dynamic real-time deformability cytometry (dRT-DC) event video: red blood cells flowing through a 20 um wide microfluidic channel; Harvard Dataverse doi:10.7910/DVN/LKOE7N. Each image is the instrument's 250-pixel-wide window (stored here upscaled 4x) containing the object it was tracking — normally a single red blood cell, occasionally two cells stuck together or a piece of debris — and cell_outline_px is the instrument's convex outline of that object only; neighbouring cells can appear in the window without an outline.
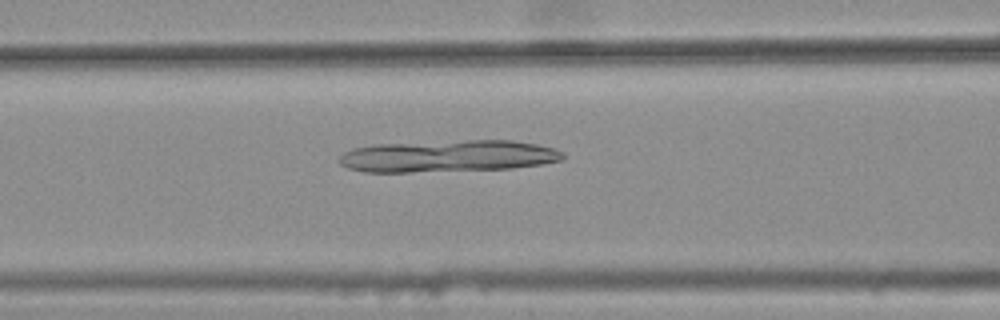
{"species": "common noctule bat (a hibernating species)", "species_latin": "Nyctalus noctula", "temperature_condition": "warm", "stored_images_in_passage": 32, "camera_frame_rate_fps": 3000, "um_per_image_px": 0.085, "animal": {"sex": "female", "body_mass_g": 25.1}, "frame": {"image": 1, "passage_image": 7, "time_ms": 2.0, "image_size_px": [1000, 320], "cell_outline_px": [[564, 160], [544, 164], [512, 168], [408, 172], [364, 172], [348, 168], [340, 164], [336, 160], [344, 152], [352, 148], [372, 144], [468, 140], [512, 140], [536, 144], [552, 148], [564, 152]], "centroid_in_image_um": [38.06, 13.26], "position_along_channel_um": 128.5, "area_um2": 41.85}}
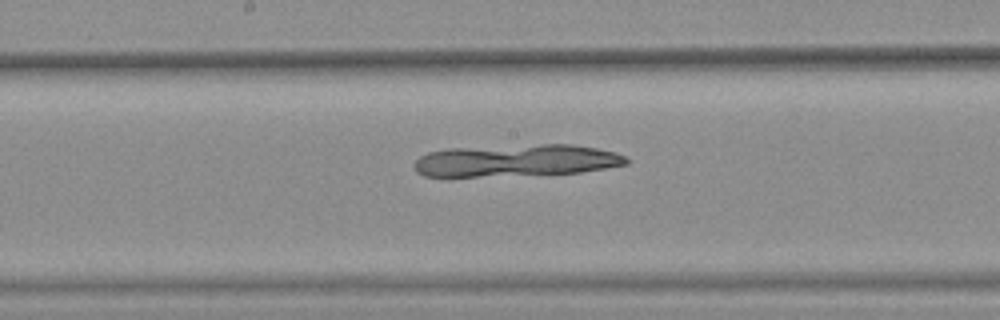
{"frame": {"image": 2, "passage_image": 13, "time_ms": 4.0, "image_size_px": [1000, 320], "cell_outline_px": [[632, 160], [628, 164], [580, 172], [448, 180], [424, 176], [416, 172], [412, 168], [412, 164], [420, 156], [428, 152], [448, 148], [544, 144], [572, 144], [596, 148], [616, 152]], "centroid_in_image_um": [43.72, 13.69], "position_along_channel_um": 204.5, "area_um2": 41.38}}
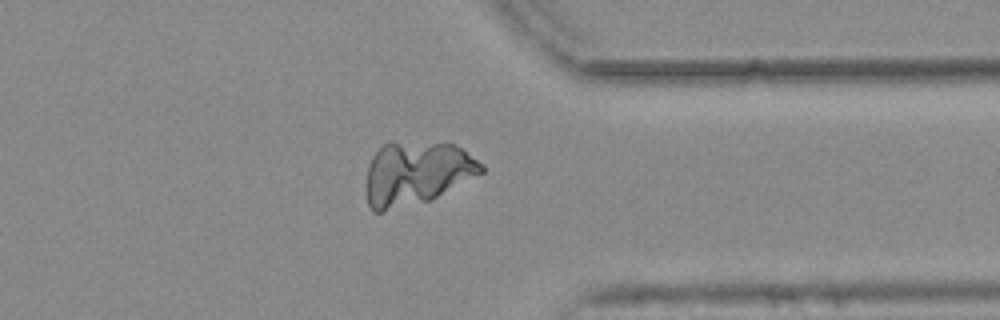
{"frame": {"image": 3, "passage_image": 27, "time_ms": 8.667, "image_size_px": [1000, 320], "cell_outline_px": [[484, 172], [432, 200], [380, 212], [372, 212], [368, 204], [364, 192], [364, 184], [368, 168], [372, 156], [388, 140], [452, 144], [460, 148], [484, 164]], "centroid_in_image_um": [35.36, 14.73], "position_along_channel_um": 376.0, "area_um2": 43.23}}